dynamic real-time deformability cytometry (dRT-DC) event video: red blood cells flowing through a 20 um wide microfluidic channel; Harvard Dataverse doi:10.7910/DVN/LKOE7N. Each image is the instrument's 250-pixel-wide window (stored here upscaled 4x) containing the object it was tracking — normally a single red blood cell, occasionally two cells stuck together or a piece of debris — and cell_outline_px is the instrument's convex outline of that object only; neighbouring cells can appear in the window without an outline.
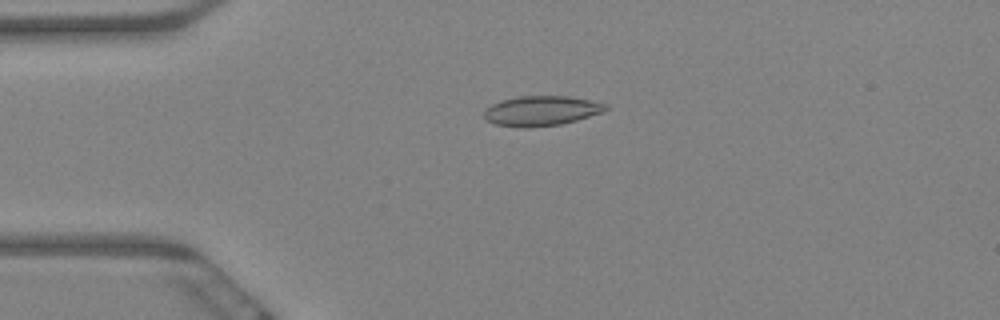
{"species": "Egyptian fruit bat (a non-hibernating species)", "species_latin": "Rousettus aegyptiacus", "temperature_condition": "warm", "stored_images_in_passage": 59, "camera_frame_rate_fps": 3000, "um_per_image_px": 0.085, "animal": {"sex": "female"}, "frame": {"image": 1, "passage_image": 14, "time_ms": 4.333, "image_size_px": [1000, 320], "cell_outline_px": [[608, 108], [604, 112], [576, 120], [560, 124], [524, 128], [496, 124], [488, 120], [484, 116], [484, 112], [492, 104], [500, 100], [516, 96], [568, 96], [608, 104]], "centroid_in_image_um": [46.03, 9.41], "position_along_channel_um": 39.0, "area_um2": 21.04}}
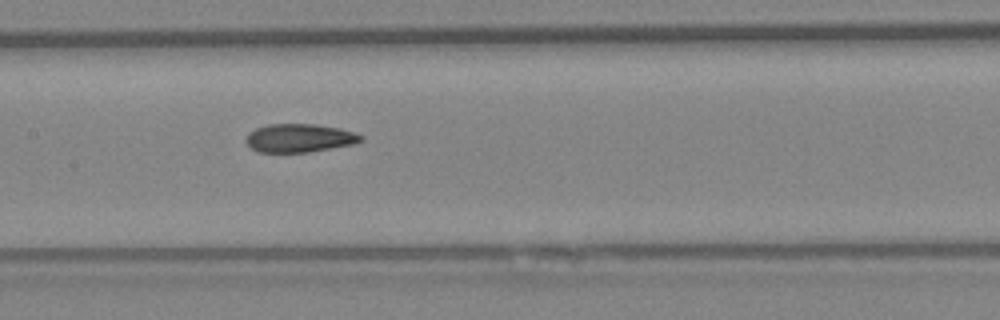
{"frame": {"image": 2, "passage_image": 29, "time_ms": 9.333, "image_size_px": [1000, 320], "cell_outline_px": [[364, 140], [352, 144], [308, 152], [260, 152], [252, 148], [248, 144], [248, 132], [256, 128], [268, 124], [316, 124], [340, 128], [364, 136]], "centroid_in_image_um": [25.47, 11.72], "position_along_channel_um": 181.9, "area_um2": 18.79}}
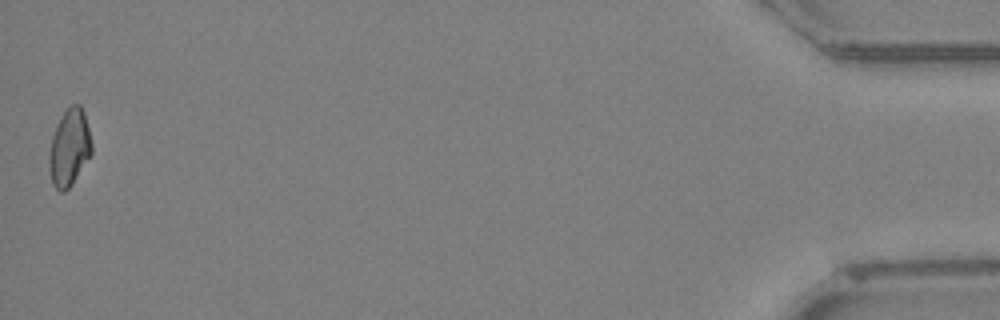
{"frame": {"image": 3, "passage_image": 59, "time_ms": 19.333, "image_size_px": [1000, 320], "cell_outline_px": [[92, 152], [72, 184], [64, 192], [60, 192], [52, 184], [48, 164], [48, 156], [52, 136], [60, 116], [68, 104], [80, 104], [84, 112], [92, 144]], "centroid_in_image_um": [5.87, 12.52], "position_along_channel_um": 429.3, "area_um2": 19.19}, "authors_computed_cell_mechanics": {"area_um2": 19.363, "velocity_mm_per_s": 3.4377, "shape_relaxation_time_tau1_ms": null, "shape_relaxation_time_tau2_ms": 3.7892, "deformation_change_tau1": null, "deformation_change_tau2": 0.0865}}